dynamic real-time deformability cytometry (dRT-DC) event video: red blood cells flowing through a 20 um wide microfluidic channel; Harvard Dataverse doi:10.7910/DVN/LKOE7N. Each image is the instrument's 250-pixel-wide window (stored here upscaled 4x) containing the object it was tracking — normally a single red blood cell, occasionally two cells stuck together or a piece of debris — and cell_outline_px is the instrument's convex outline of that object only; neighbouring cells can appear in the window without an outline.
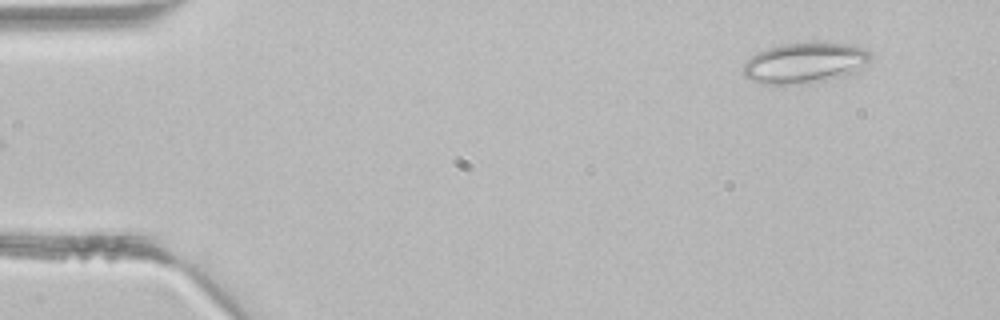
{"species": "common noctule bat (a hibernating species)", "species_latin": "Nyctalus noctula", "temperature_condition": "room temperature", "stored_images_in_passage": 3, "camera_frame_rate_fps": 3000, "um_per_image_px": 0.085, "animal": {"sex": "male", "body_mass_g": 21.5, "forearm_length_mm": 52.0}, "frame": {"image": 1, "passage_image": 3, "time_ms": 0.667, "image_size_px": [1000, 320], "cell_outline_px": [[872, 56], [856, 72], [848, 76], [808, 84], [760, 84], [744, 76], [744, 64], [756, 52], [780, 44], [824, 40], [852, 44], [864, 48], [872, 52]], "centroid_in_image_um": [68.47, 5.32], "position_along_channel_um": 16.5, "area_um2": 31.1}}